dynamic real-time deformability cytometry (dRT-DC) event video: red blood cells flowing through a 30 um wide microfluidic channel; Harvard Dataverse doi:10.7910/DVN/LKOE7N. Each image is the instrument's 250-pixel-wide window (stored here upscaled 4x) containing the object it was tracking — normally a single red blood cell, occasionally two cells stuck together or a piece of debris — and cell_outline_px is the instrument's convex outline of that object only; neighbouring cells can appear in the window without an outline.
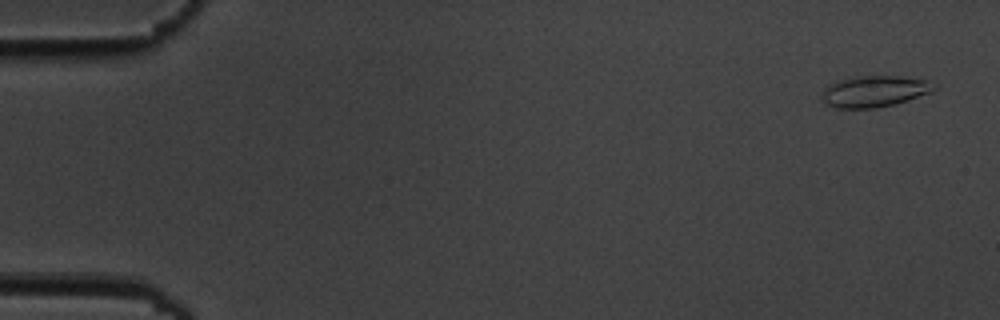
{"species": "common noctule bat (a hibernating species)", "species_latin": "Nyctalus noctula", "temperature_condition": "cold", "stored_images_in_passage": 6, "camera_frame_rate_fps": 3000, "um_per_image_px": 0.085, "animal": {"sex": "male", "body_mass_g": 19.5, "forearm_length_mm": 54.6}, "frame": {"image": 1, "passage_image": 1, "time_ms": 0.0, "image_size_px": [1000, 320], "cell_outline_px": [[936, 88], [932, 92], [908, 100], [876, 108], [836, 108], [824, 104], [820, 100], [820, 96], [824, 88], [828, 84], [840, 80], [856, 76], [900, 76], [928, 80], [936, 84]], "centroid_in_image_um": [74.29, 7.76], "position_along_channel_um": 10.7, "area_um2": 20.69}}
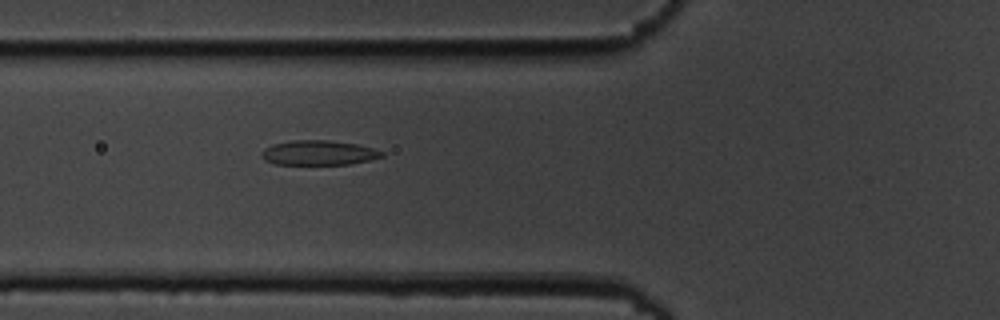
{"frame": {"image": 2, "passage_image": 6, "time_ms": 6.333, "image_size_px": [1000, 320], "cell_outline_px": [[384, 156], [368, 160], [348, 164], [276, 164], [264, 160], [260, 156], [260, 152], [264, 148], [272, 144], [292, 140], [328, 140], [356, 144], [372, 148], [384, 152]], "centroid_in_image_um": [27.03, 12.98], "position_along_channel_um": 98.8, "area_um2": 17.28}}